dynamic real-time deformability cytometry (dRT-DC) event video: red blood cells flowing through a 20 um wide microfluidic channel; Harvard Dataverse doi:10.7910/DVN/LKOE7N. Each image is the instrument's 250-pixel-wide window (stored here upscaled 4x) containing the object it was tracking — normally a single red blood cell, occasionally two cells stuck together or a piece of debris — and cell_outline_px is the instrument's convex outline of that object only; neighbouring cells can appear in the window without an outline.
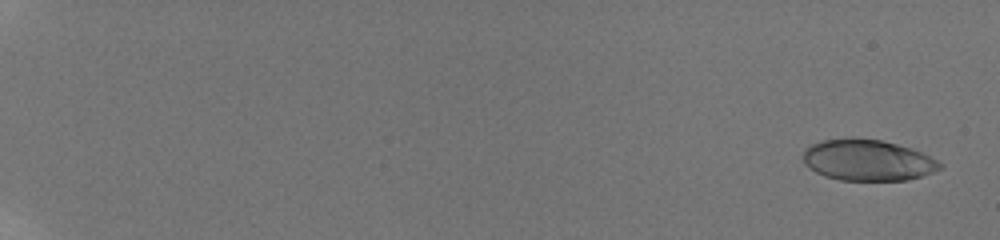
{"species": "human", "species_latin": "Homo sapiens", "temperature_condition": "room temperature", "stored_images_in_passage": 20, "camera_frame_rate_fps": 3000, "um_per_image_px": 0.085, "donor": {"sex": "male"}, "frame": {"image": 1, "passage_image": 3, "time_ms": 0.667, "image_size_px": [1000, 240], "cell_outline_px": [[944, 168], [908, 180], [840, 180], [824, 176], [816, 172], [804, 164], [804, 148], [820, 140], [852, 136], [880, 140], [912, 148], [944, 164]], "centroid_in_image_um": [73.73, 13.59], "position_along_channel_um": 11.3, "area_um2": 33.06}}
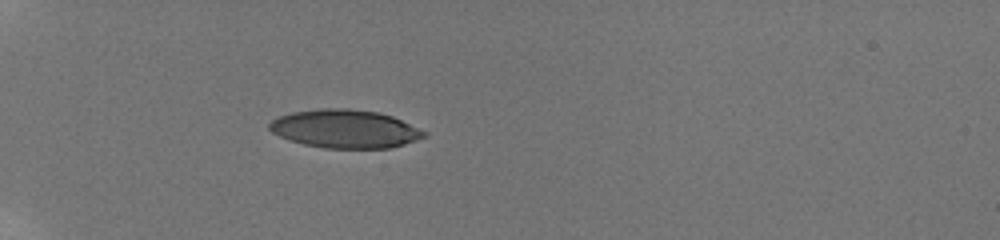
{"frame": {"image": 2, "passage_image": 13, "time_ms": 7.0, "image_size_px": [1000, 240], "cell_outline_px": [[428, 136], [404, 144], [388, 148], [324, 148], [304, 144], [288, 140], [272, 132], [268, 128], [268, 124], [272, 120], [280, 116], [292, 112], [320, 108], [348, 108], [376, 112], [392, 116], [428, 132]], "centroid_in_image_um": [29.32, 10.95], "position_along_channel_um": 55.7, "area_um2": 34.56}}
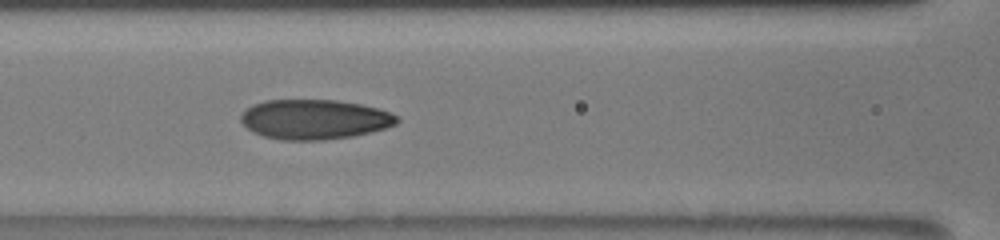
{"frame": {"image": 3, "passage_image": 19, "time_ms": 10.0, "image_size_px": [1000, 240], "cell_outline_px": [[400, 120], [396, 124], [384, 128], [352, 136], [324, 140], [280, 140], [264, 136], [252, 132], [240, 120], [240, 116], [252, 104], [264, 100], [336, 100], [360, 104], [376, 108], [400, 116]], "centroid_in_image_um": [26.71, 10.14], "position_along_channel_um": 139.9, "area_um2": 36.13}}